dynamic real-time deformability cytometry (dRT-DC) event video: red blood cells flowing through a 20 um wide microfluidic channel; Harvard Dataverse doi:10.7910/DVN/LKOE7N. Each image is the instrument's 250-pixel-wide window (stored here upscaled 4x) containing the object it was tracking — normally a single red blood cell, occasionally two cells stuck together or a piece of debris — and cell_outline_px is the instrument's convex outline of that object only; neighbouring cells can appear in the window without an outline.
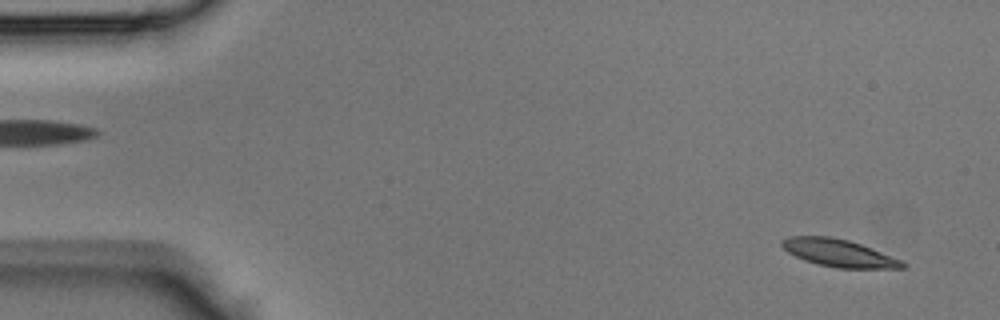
{"species": "Egyptian fruit bat (a non-hibernating species)", "species_latin": "Rousettus aegyptiacus", "temperature_condition": "room temperature", "stored_images_in_passage": 43, "camera_frame_rate_fps": 3000, "um_per_image_px": 0.085, "animal": {"sex": "male"}, "frame": {"image": 1, "passage_image": 3, "time_ms": 0.667, "image_size_px": [1000, 320], "cell_outline_px": [[908, 264], [904, 268], [836, 268], [816, 264], [804, 260], [788, 252], [780, 244], [780, 240], [788, 236], [832, 236], [848, 240], [860, 244], [900, 260]], "centroid_in_image_um": [71.24, 21.5], "position_along_channel_um": 13.8, "area_um2": 19.19}}
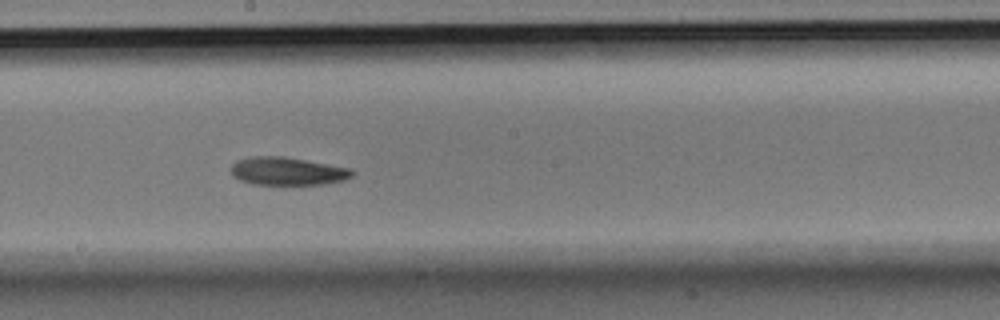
{"frame": {"image": 2, "passage_image": 24, "time_ms": 7.667, "image_size_px": [1000, 320], "cell_outline_px": [[356, 172], [352, 176], [344, 180], [324, 184], [252, 184], [240, 180], [232, 176], [232, 164], [236, 160], [248, 156], [284, 156], [352, 168]], "centroid_in_image_um": [24.44, 14.54], "position_along_channel_um": 223.8, "area_um2": 19.94}}
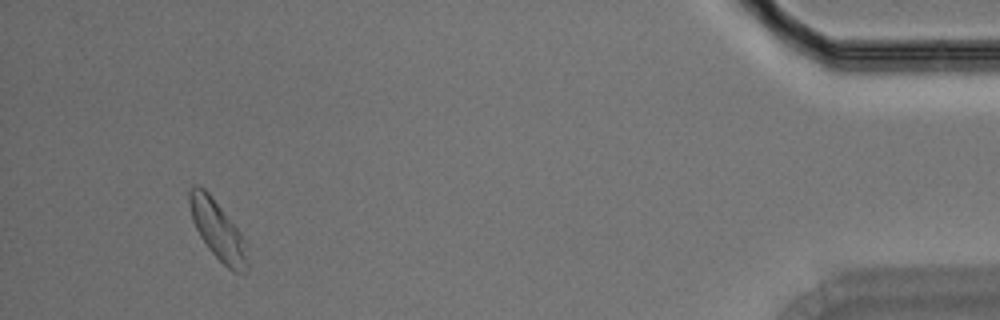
{"frame": {"image": 3, "passage_image": 41, "time_ms": 13.333, "image_size_px": [1000, 320], "cell_outline_px": [[248, 272], [232, 272], [208, 248], [200, 236], [192, 220], [188, 204], [188, 192], [192, 184], [196, 184], [204, 188], [208, 192], [240, 232], [244, 240], [248, 264]], "centroid_in_image_um": [18.47, 19.54], "position_along_channel_um": 416.7, "area_um2": 19.71}}